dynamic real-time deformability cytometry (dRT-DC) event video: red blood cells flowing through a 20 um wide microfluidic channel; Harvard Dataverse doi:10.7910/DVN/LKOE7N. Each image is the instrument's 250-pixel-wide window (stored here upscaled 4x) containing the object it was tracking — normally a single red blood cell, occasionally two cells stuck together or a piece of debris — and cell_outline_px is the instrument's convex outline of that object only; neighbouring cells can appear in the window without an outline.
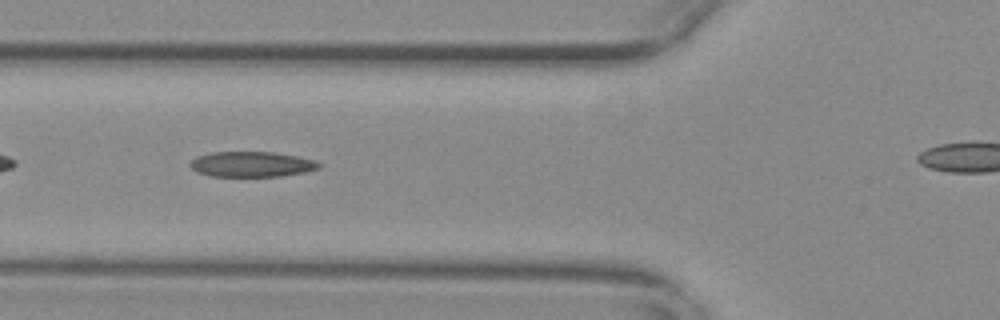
{"species": "common noctule bat (a hibernating species)", "species_latin": "Nyctalus noctula", "temperature_condition": "warm", "stored_images_in_passage": 27, "camera_frame_rate_fps": 3000, "um_per_image_px": 0.085, "animal": {"sex": "female", "body_mass_g": 29.2, "forearm_length_mm": 56.3}, "frame": {"image": 1, "passage_image": 5, "time_ms": 1.333, "image_size_px": [1000, 320], "cell_outline_px": [[320, 168], [304, 172], [280, 176], [212, 176], [196, 172], [188, 164], [196, 156], [212, 152], [272, 152], [296, 156], [316, 160], [320, 164]], "centroid_in_image_um": [21.37, 13.96], "position_along_channel_um": 104.4, "area_um2": 18.96}}
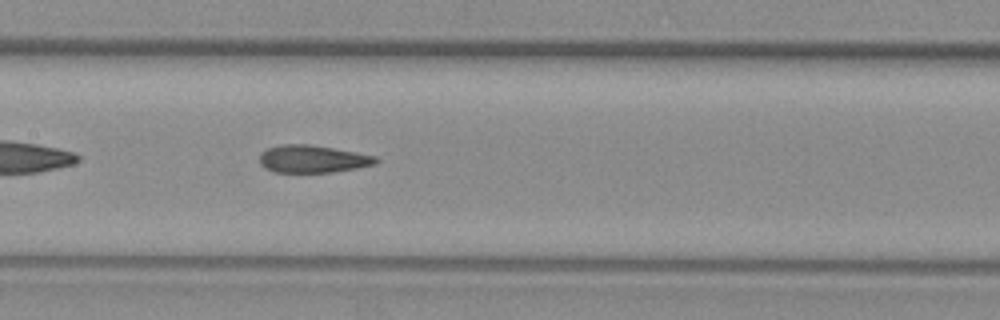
{"frame": {"image": 2, "passage_image": 11, "time_ms": 3.333, "image_size_px": [1000, 320], "cell_outline_px": [[380, 160], [376, 164], [356, 168], [332, 172], [272, 172], [264, 168], [260, 164], [260, 152], [268, 148], [284, 144], [308, 144], [356, 152], [376, 156]], "centroid_in_image_um": [26.57, 13.51], "position_along_channel_um": 180.8, "area_um2": 18.67}}
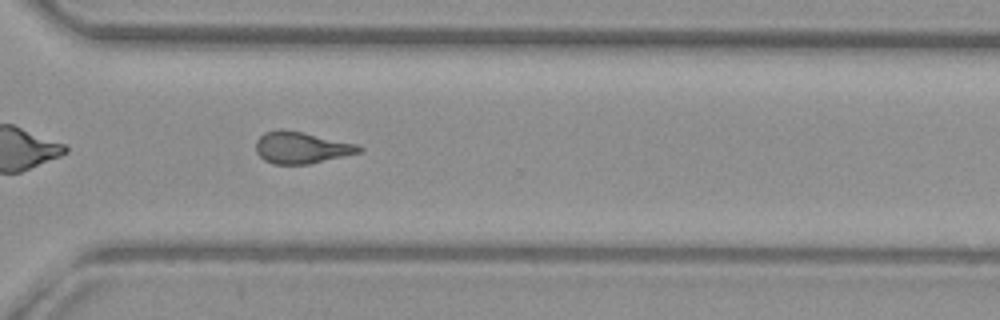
{"frame": {"image": 3, "passage_image": 24, "time_ms": 7.667, "image_size_px": [1000, 320], "cell_outline_px": [[364, 148], [360, 152], [308, 164], [272, 164], [264, 160], [256, 152], [256, 140], [264, 132], [280, 128], [360, 144]], "centroid_in_image_um": [25.6, 12.54], "position_along_channel_um": 345.0, "area_um2": 19.02}}